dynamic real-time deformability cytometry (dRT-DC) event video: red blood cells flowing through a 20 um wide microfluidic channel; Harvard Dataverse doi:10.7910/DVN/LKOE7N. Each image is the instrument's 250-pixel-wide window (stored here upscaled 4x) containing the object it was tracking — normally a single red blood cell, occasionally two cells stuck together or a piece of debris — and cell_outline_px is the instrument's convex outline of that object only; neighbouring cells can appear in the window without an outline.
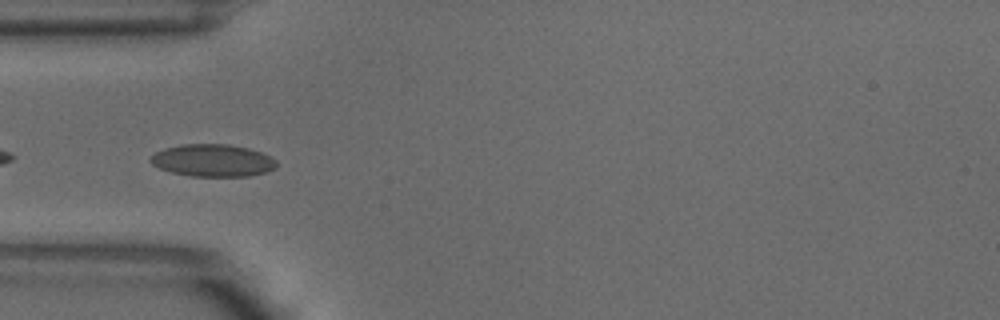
{"species": "common noctule bat (a hibernating species)", "species_latin": "Nyctalus noctula", "temperature_condition": "warm", "stored_images_in_passage": 4, "camera_frame_rate_fps": 3000, "um_per_image_px": 0.085, "animal": {"sex": "male", "body_mass_g": 18.8}, "frame": {"image": 1, "passage_image": 4, "time_ms": 1.0, "image_size_px": [1000, 320], "cell_outline_px": [[276, 168], [264, 172], [248, 176], [192, 176], [172, 172], [160, 168], [152, 164], [148, 160], [148, 156], [164, 148], [180, 144], [228, 144], [248, 148], [260, 152], [276, 160]], "centroid_in_image_um": [18.03, 13.63], "position_along_channel_um": 67.0, "area_um2": 23.7}}